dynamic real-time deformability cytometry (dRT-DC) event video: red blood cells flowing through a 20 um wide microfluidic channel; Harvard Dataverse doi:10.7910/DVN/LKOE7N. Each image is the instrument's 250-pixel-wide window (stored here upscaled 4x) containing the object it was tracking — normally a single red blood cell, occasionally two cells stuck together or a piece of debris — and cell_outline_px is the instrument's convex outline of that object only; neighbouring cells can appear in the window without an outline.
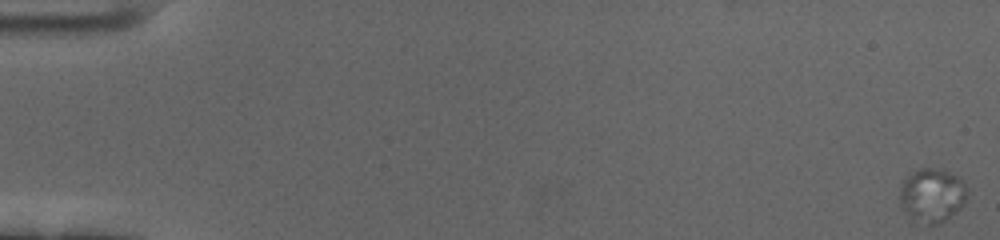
{"species": "human", "species_latin": "Homo sapiens", "temperature_condition": "cold", "stored_images_in_passage": 56, "camera_frame_rate_fps": 3000, "um_per_image_px": 0.085, "donor": {"sex": "female"}, "frame": {"image": 1, "passage_image": 1, "time_ms": 0.0, "image_size_px": [1000, 240], "cell_outline_px": [[968, 196], [964, 204], [960, 208], [940, 224], [912, 224], [904, 212], [900, 204], [900, 188], [904, 180], [912, 172], [920, 168], [944, 168], [956, 176], [964, 184], [968, 192]], "centroid_in_image_um": [79.2, 16.63], "position_along_channel_um": 5.8, "area_um2": 21.68}}